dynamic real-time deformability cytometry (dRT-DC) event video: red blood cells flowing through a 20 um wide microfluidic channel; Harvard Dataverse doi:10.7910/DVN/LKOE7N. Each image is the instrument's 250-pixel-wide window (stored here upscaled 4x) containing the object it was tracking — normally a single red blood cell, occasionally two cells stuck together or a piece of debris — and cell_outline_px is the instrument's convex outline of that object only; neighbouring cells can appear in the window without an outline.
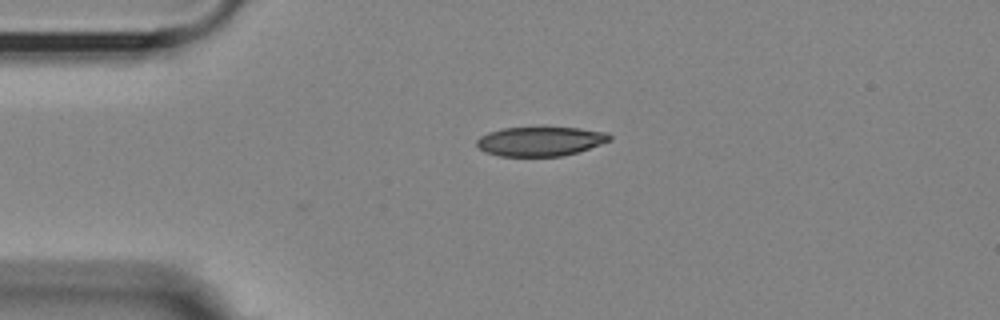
{"species": "Egyptian fruit bat (a non-hibernating species)", "species_latin": "Rousettus aegyptiacus", "temperature_condition": "room temperature", "stored_images_in_passage": 31, "camera_frame_rate_fps": 3000, "um_per_image_px": 0.085, "animal": {"sex": "female"}, "frame": {"image": 1, "passage_image": 1, "time_ms": 0.0, "image_size_px": [1000, 320], "cell_outline_px": [[612, 140], [576, 152], [560, 156], [500, 156], [484, 152], [476, 144], [476, 140], [480, 136], [488, 132], [504, 128], [580, 128], [608, 132], [612, 136]], "centroid_in_image_um": [45.92, 12.01], "position_along_channel_um": 39.1, "area_um2": 22.54}}
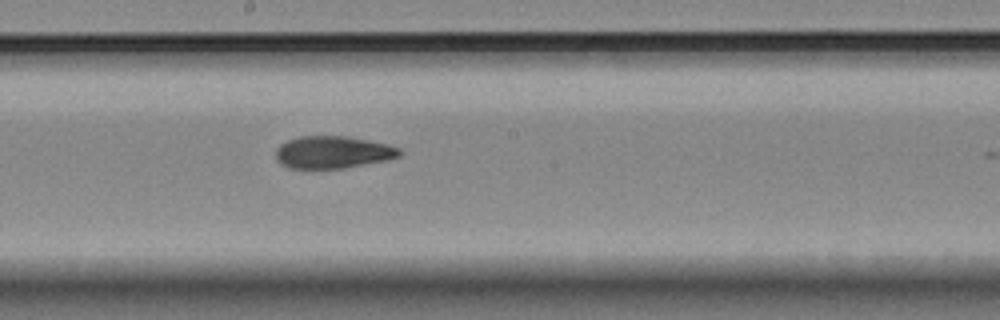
{"frame": {"image": 2, "passage_image": 18, "time_ms": 5.667, "image_size_px": [1000, 320], "cell_outline_px": [[404, 152], [400, 156], [388, 160], [344, 168], [288, 168], [280, 164], [276, 160], [276, 148], [280, 144], [288, 140], [300, 136], [344, 136], [388, 144], [400, 148]], "centroid_in_image_um": [28.3, 12.94], "position_along_channel_um": 219.9, "area_um2": 23.41}}
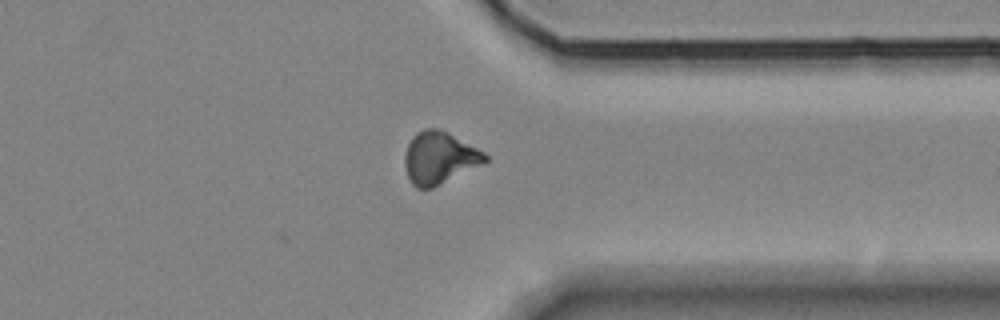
{"frame": {"image": 3, "passage_image": 31, "time_ms": 10.0, "image_size_px": [1000, 320], "cell_outline_px": [[488, 160], [432, 188], [416, 188], [412, 184], [408, 176], [404, 164], [404, 156], [408, 144], [412, 136], [416, 132], [424, 128], [440, 128], [448, 132], [484, 152], [488, 156]], "centroid_in_image_um": [37.3, 13.39], "position_along_channel_um": 374.1, "area_um2": 24.16}, "authors_computed_cell_mechanics": {"area_um2": 23.8714, "velocity_mm_per_s": 3.6273, "shape_relaxation_time_tau1_ms": null, "shape_relaxation_time_tau2_ms": 3.8463, "deformation_change_tau1": null, "deformation_change_tau2": 0.1035}}